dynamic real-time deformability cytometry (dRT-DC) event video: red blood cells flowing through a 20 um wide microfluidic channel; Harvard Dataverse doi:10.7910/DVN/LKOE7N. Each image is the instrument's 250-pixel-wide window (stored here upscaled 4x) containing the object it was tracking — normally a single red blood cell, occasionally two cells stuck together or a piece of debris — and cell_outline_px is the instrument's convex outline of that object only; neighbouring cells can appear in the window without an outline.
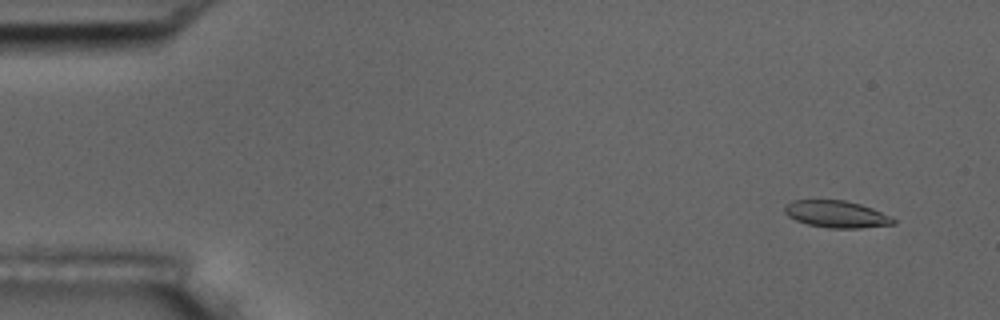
{"species": "common noctule bat (a hibernating species)", "species_latin": "Nyctalus noctula", "temperature_condition": "room temperature", "stored_images_in_passage": 7, "camera_frame_rate_fps": 3000, "um_per_image_px": 0.085, "animal": {"sex": "male", "body_mass_g": 17.5, "forearm_length_mm": 52.3}, "frame": {"image": 1, "passage_image": 2, "time_ms": 0.333, "image_size_px": [1000, 320], "cell_outline_px": [[896, 224], [860, 228], [828, 228], [808, 224], [796, 220], [788, 216], [784, 212], [784, 208], [792, 200], [844, 200], [860, 204], [872, 208], [892, 216], [896, 220]], "centroid_in_image_um": [71.13, 18.21], "position_along_channel_um": 13.9, "area_um2": 17.11}}